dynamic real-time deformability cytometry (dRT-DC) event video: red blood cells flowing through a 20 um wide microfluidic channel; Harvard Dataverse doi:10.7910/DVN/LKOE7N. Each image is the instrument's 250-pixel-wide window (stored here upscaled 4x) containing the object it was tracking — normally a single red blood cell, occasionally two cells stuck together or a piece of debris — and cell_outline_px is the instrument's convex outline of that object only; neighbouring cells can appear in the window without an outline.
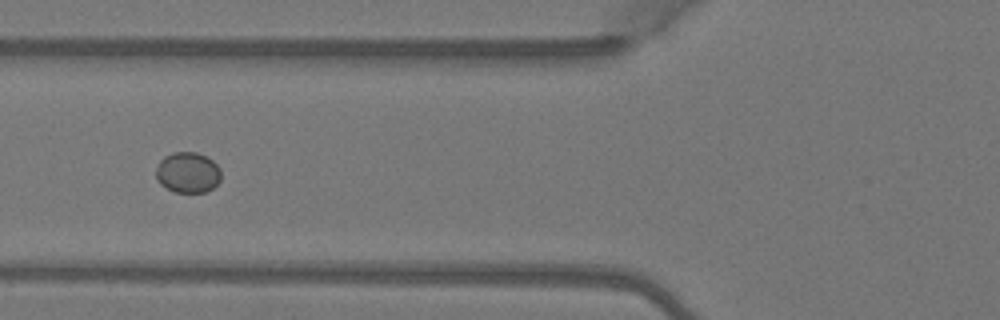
{"species": "Egyptian fruit bat (a non-hibernating species)", "species_latin": "Rousettus aegyptiacus", "temperature_condition": "warm", "stored_images_in_passage": 4, "camera_frame_rate_fps": 3000, "um_per_image_px": 0.085, "animal": {"sex": "female"}, "frame": {"image": 1, "passage_image": 4, "time_ms": 1.0, "image_size_px": [1000, 320], "cell_outline_px": [[220, 180], [212, 188], [204, 192], [176, 192], [160, 184], [156, 180], [156, 168], [160, 160], [164, 156], [172, 152], [196, 152], [208, 156], [220, 168]], "centroid_in_image_um": [15.95, 14.64], "position_along_channel_um": 109.8, "area_um2": 15.49}}